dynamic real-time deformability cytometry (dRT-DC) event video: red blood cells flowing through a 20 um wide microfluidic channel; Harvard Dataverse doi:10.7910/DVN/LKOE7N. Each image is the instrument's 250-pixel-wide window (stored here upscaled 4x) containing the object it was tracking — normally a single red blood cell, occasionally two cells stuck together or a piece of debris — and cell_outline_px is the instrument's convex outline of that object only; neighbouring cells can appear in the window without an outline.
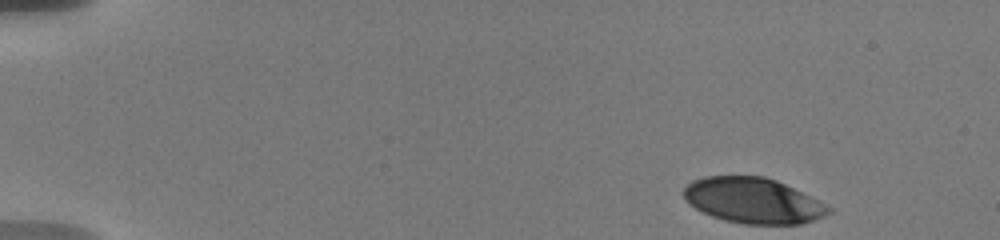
{"species": "human", "species_latin": "Homo sapiens", "temperature_condition": "warm", "stored_images_in_passage": 70, "camera_frame_rate_fps": 3000, "um_per_image_px": 0.085, "donor": {"sex": "male"}, "frame": {"image": 1, "passage_image": 1, "time_ms": 0.0, "image_size_px": [1000, 240], "cell_outline_px": [[832, 212], [824, 216], [800, 224], [744, 224], [724, 220], [712, 216], [688, 204], [684, 196], [684, 188], [692, 180], [704, 176], [764, 176], [776, 180], [832, 208]], "centroid_in_image_um": [63.97, 17.05], "position_along_channel_um": 21.0, "area_um2": 38.03}}
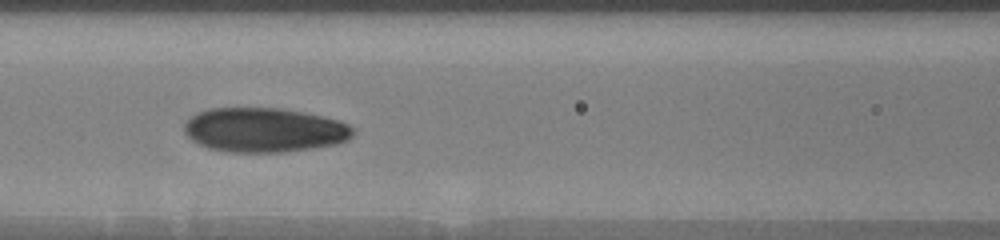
{"frame": {"image": 2, "passage_image": 24, "time_ms": 6.667, "image_size_px": [1000, 240], "cell_outline_px": [[356, 132], [348, 140], [336, 144], [312, 148], [284, 152], [228, 152], [208, 148], [192, 140], [184, 132], [184, 124], [196, 112], [208, 108], [284, 108], [304, 112], [340, 120], [356, 128]], "centroid_in_image_um": [22.49, 11.04], "position_along_channel_um": 144.1, "area_um2": 44.04}}
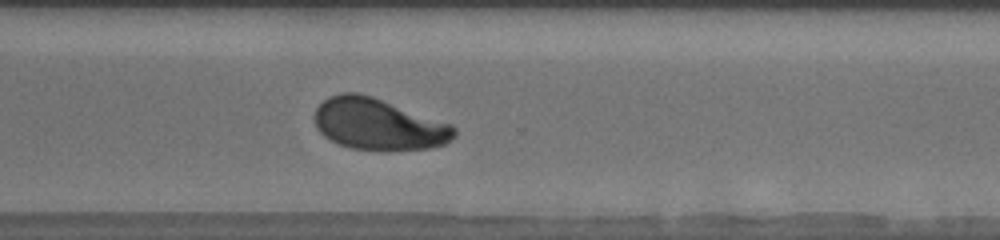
{"frame": {"image": 3, "passage_image": 46, "time_ms": 12.0, "image_size_px": [1000, 240], "cell_outline_px": [[456, 136], [452, 140], [444, 144], [432, 148], [388, 152], [384, 152], [352, 148], [340, 144], [324, 136], [316, 128], [316, 108], [328, 96], [340, 92], [356, 92], [372, 96], [452, 124], [456, 128]], "centroid_in_image_um": [32.21, 10.58], "position_along_channel_um": 338.4, "area_um2": 42.37}, "authors_computed_cell_mechanics": {"area_um2": 41.7027, "velocity_mm_per_s": 3.6536, "shape_relaxation_time_tau1_ms": 4.7396, "shape_relaxation_time_tau2_ms": 0.9533, "deformation_change_tau1": 0.17, "deformation_change_tau2": 0.0565}}